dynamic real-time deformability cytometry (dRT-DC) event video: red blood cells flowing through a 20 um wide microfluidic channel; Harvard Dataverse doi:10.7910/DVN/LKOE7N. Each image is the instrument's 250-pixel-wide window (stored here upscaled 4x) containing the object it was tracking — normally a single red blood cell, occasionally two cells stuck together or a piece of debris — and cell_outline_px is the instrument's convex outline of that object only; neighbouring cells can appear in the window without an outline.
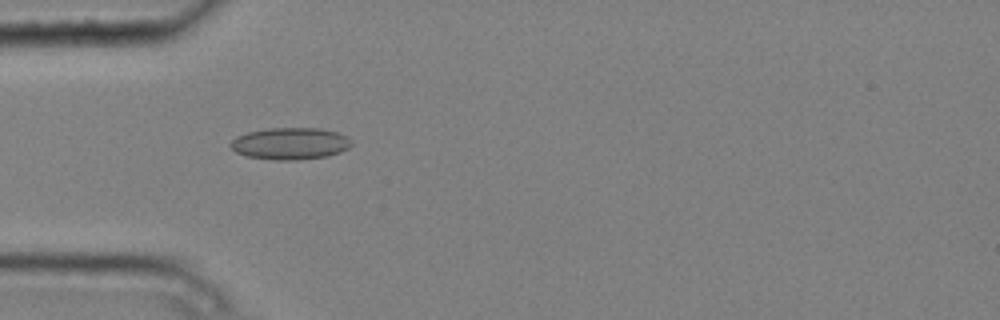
{"species": "common noctule bat (a hibernating species)", "species_latin": "Nyctalus noctula", "temperature_condition": "cold", "stored_images_in_passage": 2, "camera_frame_rate_fps": 3000, "um_per_image_px": 0.085, "animal": {"sex": "male", "body_mass_g": 20.4}, "frame": {"image": 1, "passage_image": 1, "time_ms": 0.0, "image_size_px": [1000, 320], "cell_outline_px": [[352, 144], [348, 148], [340, 152], [328, 156], [296, 160], [276, 160], [248, 156], [236, 152], [228, 144], [236, 136], [248, 132], [268, 128], [320, 128], [336, 132], [352, 140]], "centroid_in_image_um": [24.66, 12.2], "position_along_channel_um": 60.3, "area_um2": 22.43}}
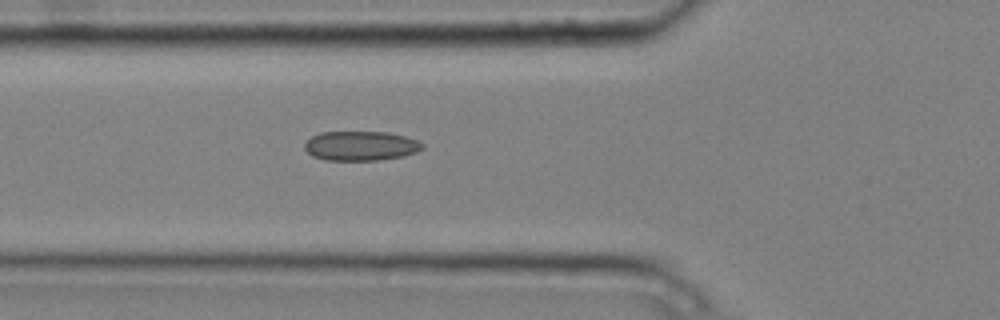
{"frame": {"image": 2, "passage_image": 2, "time_ms": 0.333, "image_size_px": [1000, 320], "cell_outline_px": [[424, 148], [416, 152], [404, 156], [376, 160], [324, 160], [312, 156], [304, 148], [304, 144], [312, 136], [320, 132], [388, 132], [420, 140], [424, 144]], "centroid_in_image_um": [30.68, 12.39], "position_along_channel_um": 95.1, "area_um2": 20.35}}